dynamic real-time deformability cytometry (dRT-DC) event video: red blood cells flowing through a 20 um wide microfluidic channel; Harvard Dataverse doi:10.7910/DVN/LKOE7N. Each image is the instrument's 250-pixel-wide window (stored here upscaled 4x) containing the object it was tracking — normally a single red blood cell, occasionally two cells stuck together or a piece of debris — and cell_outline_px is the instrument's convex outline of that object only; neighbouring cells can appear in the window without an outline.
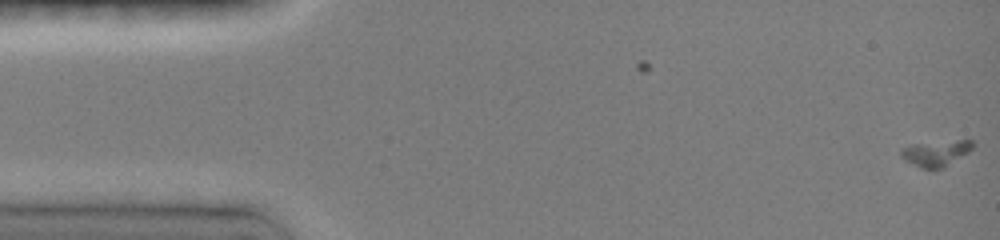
{"species": "common noctule bat (a hibernating species)", "species_latin": "Nyctalus noctula", "temperature_condition": "room temperature", "stored_images_in_passage": 2, "camera_frame_rate_fps": 3000, "um_per_image_px": 0.085, "animal": {"sex": "female", "body_mass_g": 19.0, "forearm_length_mm": 51.5}, "frame": {"image": 1, "passage_image": 2, "time_ms": 0.333, "image_size_px": [1000, 240], "cell_outline_px": [[972, 148], [968, 152], [944, 168], [920, 168], [908, 160], [900, 152], [904, 148], [916, 144], [960, 140], [972, 140]], "centroid_in_image_um": [79.62, 13.03], "position_along_channel_um": 5.4, "area_um2": 10.17}}